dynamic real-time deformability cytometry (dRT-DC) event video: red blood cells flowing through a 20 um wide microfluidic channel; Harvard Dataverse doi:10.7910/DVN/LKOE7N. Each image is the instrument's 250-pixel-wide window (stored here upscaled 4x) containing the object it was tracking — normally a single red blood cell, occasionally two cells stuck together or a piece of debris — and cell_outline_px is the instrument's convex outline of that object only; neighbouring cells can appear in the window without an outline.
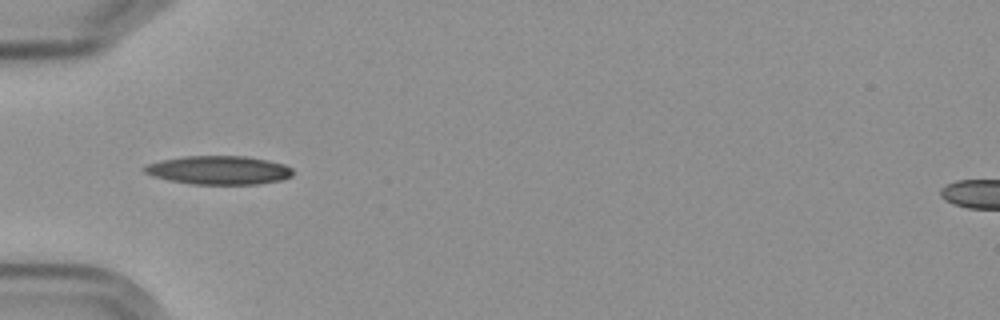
{"species": "Egyptian fruit bat (a non-hibernating species)", "species_latin": "Rousettus aegyptiacus", "temperature_condition": "cold", "stored_images_in_passage": 2, "camera_frame_rate_fps": 3000, "um_per_image_px": 0.085, "frame": {"image": 1, "passage_image": 2, "time_ms": 1.333, "image_size_px": [1000, 320], "cell_outline_px": [[292, 176], [280, 180], [260, 184], [192, 184], [168, 180], [152, 176], [144, 172], [140, 168], [148, 164], [164, 160], [184, 156], [244, 156], [268, 160], [284, 164], [292, 168]], "centroid_in_image_um": [18.59, 14.46], "position_along_channel_um": 66.4, "area_um2": 24.74}}